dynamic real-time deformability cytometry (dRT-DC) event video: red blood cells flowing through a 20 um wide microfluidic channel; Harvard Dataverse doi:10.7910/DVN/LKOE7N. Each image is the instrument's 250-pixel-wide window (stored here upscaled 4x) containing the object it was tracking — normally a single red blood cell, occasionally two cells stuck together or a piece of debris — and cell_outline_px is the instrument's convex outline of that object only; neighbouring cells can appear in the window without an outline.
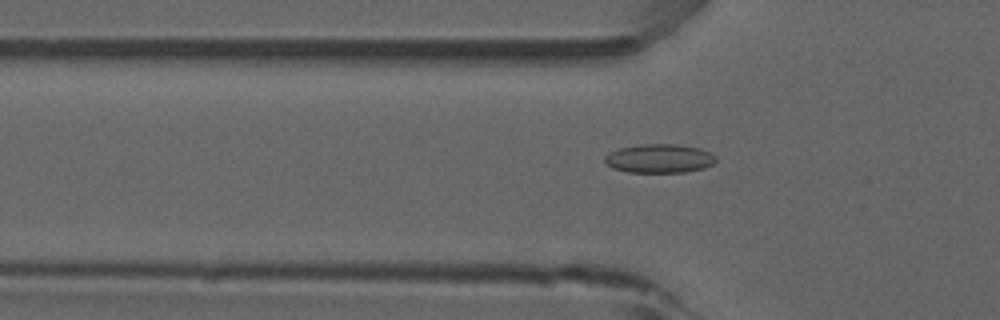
{"species": "common noctule bat (a hibernating species)", "species_latin": "Nyctalus noctula", "temperature_condition": "room temperature", "stored_images_in_passage": 38, "camera_frame_rate_fps": 3000, "um_per_image_px": 0.085, "animal": {"sex": "male", "forearm_length_mm": 52.5}, "frame": {"image": 1, "passage_image": 3, "time_ms": 0.667, "image_size_px": [1000, 320], "cell_outline_px": [[716, 160], [712, 164], [704, 168], [684, 172], [628, 172], [612, 168], [604, 160], [604, 156], [620, 148], [636, 144], [676, 144], [700, 148], [716, 156]], "centroid_in_image_um": [56.04, 13.47], "position_along_channel_um": 69.8, "area_um2": 18.61}}
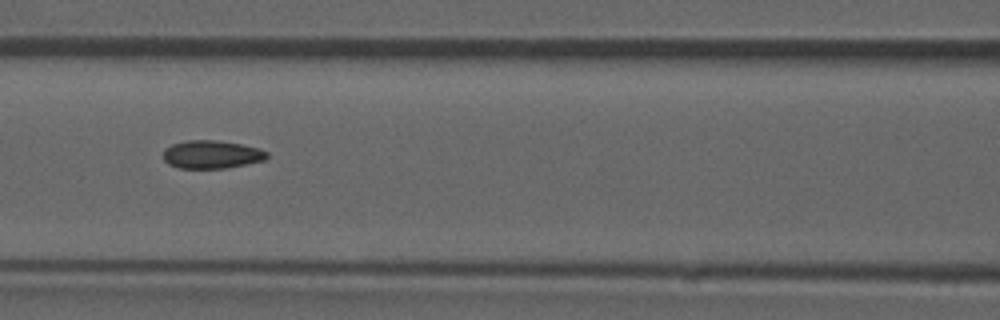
{"frame": {"image": 2, "passage_image": 9, "time_ms": 2.667, "image_size_px": [1000, 320], "cell_outline_px": [[268, 156], [264, 160], [224, 168], [180, 168], [168, 164], [164, 160], [164, 148], [172, 144], [188, 140], [216, 140], [240, 144], [260, 148], [268, 152]], "centroid_in_image_um": [17.98, 13.12], "position_along_channel_um": 148.6, "area_um2": 16.88}}
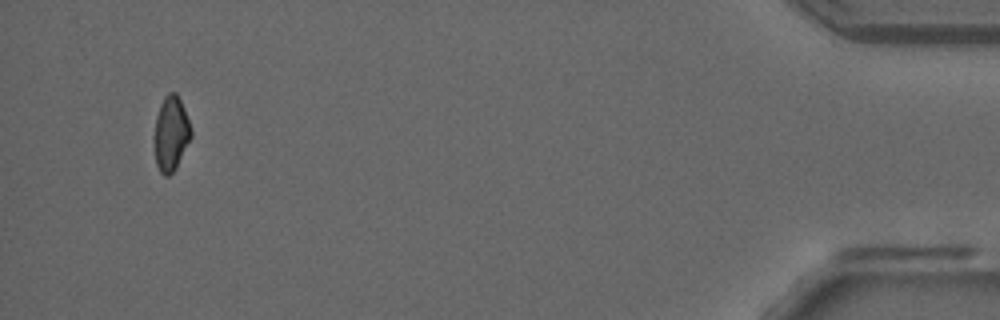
{"frame": {"image": 3, "passage_image": 36, "time_ms": 11.667, "image_size_px": [1000, 320], "cell_outline_px": [[192, 136], [176, 168], [168, 176], [164, 176], [160, 172], [156, 164], [152, 140], [152, 136], [156, 116], [160, 104], [164, 96], [168, 92], [176, 92], [184, 108], [192, 132]], "centroid_in_image_um": [14.49, 11.36], "position_along_channel_um": 420.7, "area_um2": 16.42}, "authors_computed_cell_mechanics": {"area_um2": 16.7331, "velocity_mm_per_s": 3.9123, "shape_relaxation_time_tau1_ms": null, "shape_relaxation_time_tau2_ms": 3.4669, "deformation_change_tau1": null, "deformation_change_tau2": 0.0745}}